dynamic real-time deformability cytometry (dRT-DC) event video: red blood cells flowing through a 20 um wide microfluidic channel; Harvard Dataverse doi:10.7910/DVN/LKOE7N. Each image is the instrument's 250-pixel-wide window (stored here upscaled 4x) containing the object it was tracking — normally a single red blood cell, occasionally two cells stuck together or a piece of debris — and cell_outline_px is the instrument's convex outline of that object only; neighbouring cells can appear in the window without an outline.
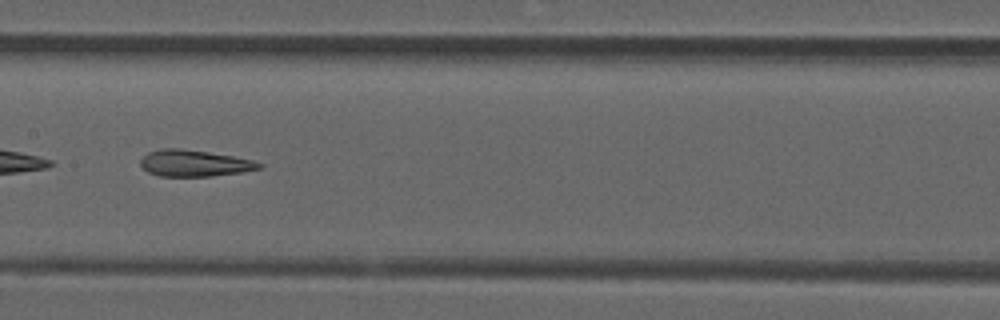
{"species": "common noctule bat (a hibernating species)", "species_latin": "Nyctalus noctula", "temperature_condition": "room temperature", "stored_images_in_passage": 44, "camera_frame_rate_fps": 3000, "um_per_image_px": 0.085, "animal": {"sex": "male", "forearm_length_mm": 52.5}, "frame": {"image": 1, "passage_image": 26, "time_ms": 8.333, "image_size_px": [1000, 320], "cell_outline_px": [[264, 164], [260, 168], [240, 172], [212, 176], [160, 176], [148, 172], [140, 164], [140, 160], [148, 152], [160, 148], [180, 148], [208, 152], [232, 156], [252, 160]], "centroid_in_image_um": [16.49, 13.87], "position_along_channel_um": 190.9, "area_um2": 18.15}}
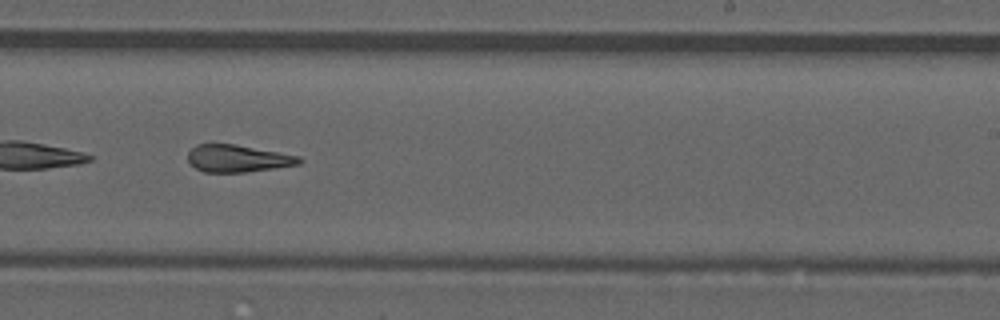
{"frame": {"image": 2, "passage_image": 32, "time_ms": 10.333, "image_size_px": [1000, 320], "cell_outline_px": [[304, 160], [300, 164], [276, 168], [248, 172], [204, 172], [196, 168], [188, 160], [188, 152], [196, 144], [236, 144], [300, 156]], "centroid_in_image_um": [20.24, 13.47], "position_along_channel_um": 268.8, "area_um2": 17.74}, "authors_computed_cell_mechanics": {"area_um2": 19.3919, "velocity_mm_per_s": 3.9125, "shape_relaxation_time_tau1_ms": null, "shape_relaxation_time_tau2_ms": 3.4393, "deformation_change_tau1": null, "deformation_change_tau2": 0.144}}